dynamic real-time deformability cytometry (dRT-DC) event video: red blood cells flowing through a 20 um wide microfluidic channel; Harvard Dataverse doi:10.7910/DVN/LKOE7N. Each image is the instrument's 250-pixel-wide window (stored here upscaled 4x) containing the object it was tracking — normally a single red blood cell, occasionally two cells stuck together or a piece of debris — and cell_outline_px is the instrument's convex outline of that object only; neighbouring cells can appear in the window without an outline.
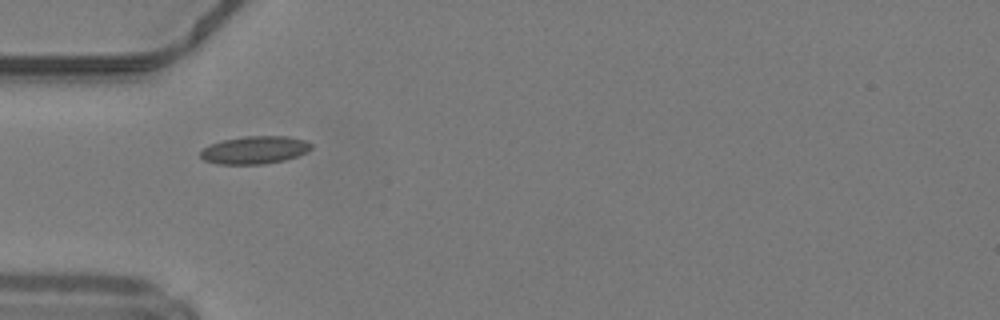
{"species": "common noctule bat (a hibernating species)", "species_latin": "Nyctalus noctula", "temperature_condition": "warm", "stored_images_in_passage": 29, "camera_frame_rate_fps": 3000, "um_per_image_px": 0.085, "animal": {"sex": "male", "body_mass_g": 19.2, "forearm_length_mm": 51.8}, "frame": {"image": 1, "passage_image": 1, "time_ms": 0.0, "image_size_px": [1000, 320], "cell_outline_px": [[312, 148], [308, 152], [284, 160], [264, 164], [216, 164], [204, 160], [200, 156], [200, 152], [204, 148], [212, 144], [224, 140], [244, 136], [288, 136], [308, 140], [312, 144]], "centroid_in_image_um": [21.69, 12.74], "position_along_channel_um": 63.3, "area_um2": 17.98}, "authors_computed_cell_mechanics": {"area_um2": 16.9932, "velocity_mm_per_s": 4.1913, "shape_relaxation_time_tau1_ms": 5.4277, "shape_relaxation_time_tau2_ms": null, "deformation_change_tau1": 0.1069, "deformation_change_tau2": null}}